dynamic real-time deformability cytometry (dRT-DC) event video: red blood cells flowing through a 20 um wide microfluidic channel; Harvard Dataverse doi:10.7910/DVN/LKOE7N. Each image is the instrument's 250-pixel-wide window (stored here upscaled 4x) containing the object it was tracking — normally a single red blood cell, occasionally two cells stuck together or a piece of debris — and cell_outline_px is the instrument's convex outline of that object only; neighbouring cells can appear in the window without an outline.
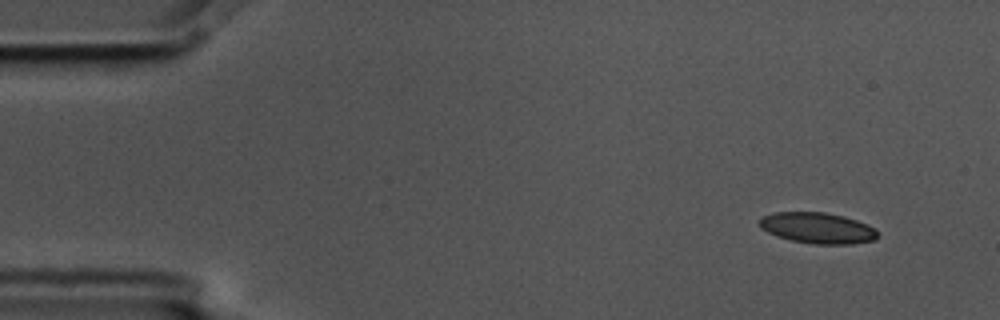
{"species": "common noctule bat (a hibernating species)", "species_latin": "Nyctalus noctula", "temperature_condition": "cold", "stored_images_in_passage": 4, "camera_frame_rate_fps": 3000, "um_per_image_px": 0.085, "animal": {"sex": "male", "body_mass_g": 17.5, "forearm_length_mm": 52.3}, "frame": {"image": 1, "passage_image": 1, "time_ms": 0.0, "image_size_px": [1000, 320], "cell_outline_px": [[880, 236], [876, 240], [852, 244], [812, 244], [792, 240], [776, 236], [760, 228], [760, 216], [772, 212], [824, 212], [844, 216], [868, 224], [876, 228], [880, 232]], "centroid_in_image_um": [69.53, 19.38], "position_along_channel_um": 15.5, "area_um2": 21.68}}
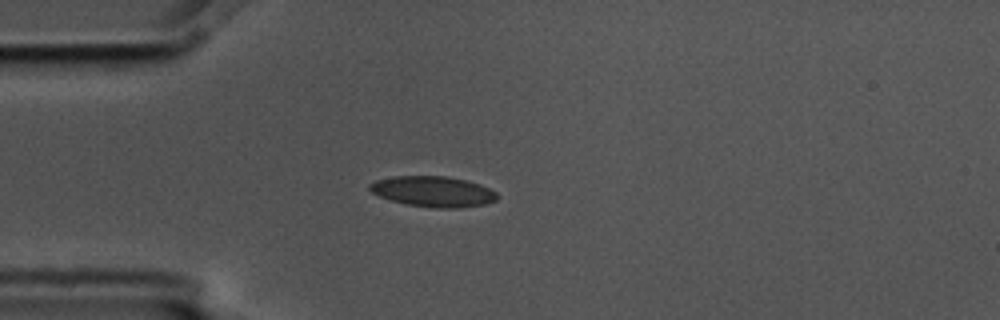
{"frame": {"image": 2, "passage_image": 4, "time_ms": 1.0, "image_size_px": [1000, 320], "cell_outline_px": [[496, 200], [484, 204], [460, 208], [432, 208], [404, 204], [380, 196], [372, 192], [368, 188], [368, 184], [376, 180], [396, 176], [444, 176], [468, 180], [480, 184], [496, 192]], "centroid_in_image_um": [36.8, 16.28], "position_along_channel_um": 48.2, "area_um2": 22.72}}